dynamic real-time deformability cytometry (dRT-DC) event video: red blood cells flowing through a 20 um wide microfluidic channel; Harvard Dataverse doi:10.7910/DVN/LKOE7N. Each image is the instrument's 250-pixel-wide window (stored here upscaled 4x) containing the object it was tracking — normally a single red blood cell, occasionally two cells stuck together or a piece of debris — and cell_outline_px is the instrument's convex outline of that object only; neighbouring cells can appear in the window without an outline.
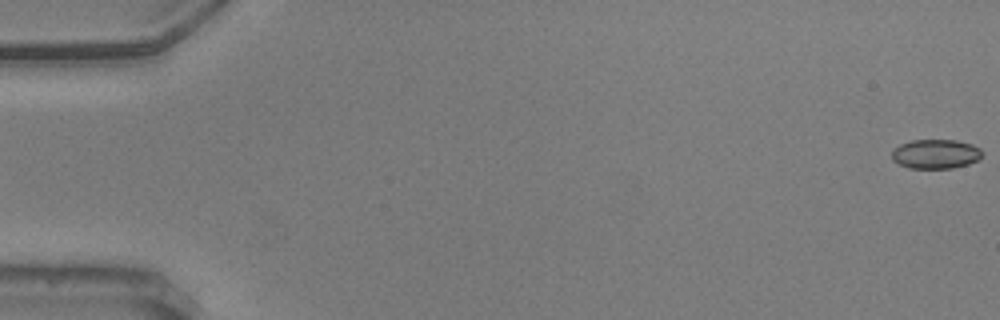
{"species": "common noctule bat (a hibernating species)", "species_latin": "Nyctalus noctula", "temperature_condition": "warm", "stored_images_in_passage": 57, "camera_frame_rate_fps": 3000, "um_per_image_px": 0.085, "animal": {"sex": "male", "body_mass_g": 20.5, "forearm_length_mm": 52.5}, "frame": {"image": 1, "passage_image": 1, "time_ms": 0.0, "image_size_px": [1000, 320], "cell_outline_px": [[984, 152], [976, 160], [968, 164], [952, 168], [908, 168], [892, 160], [892, 148], [900, 144], [912, 140], [956, 140], [972, 144], [980, 148]], "centroid_in_image_um": [79.51, 13.08], "position_along_channel_um": 5.5, "area_um2": 15.49}}
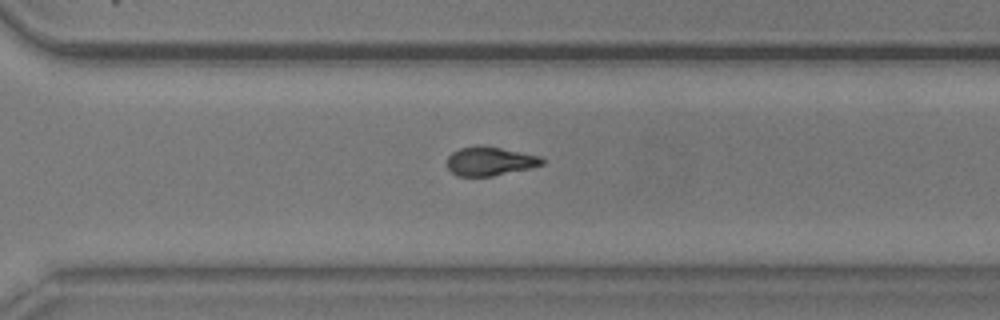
{"frame": {"image": 2, "passage_image": 41, "time_ms": 13.333, "image_size_px": [1000, 320], "cell_outline_px": [[544, 164], [532, 168], [492, 176], [456, 176], [448, 168], [448, 156], [452, 152], [460, 148], [480, 144], [484, 144], [540, 156], [544, 160]], "centroid_in_image_um": [41.65, 13.69], "position_along_channel_um": 328.9, "area_um2": 16.18}}
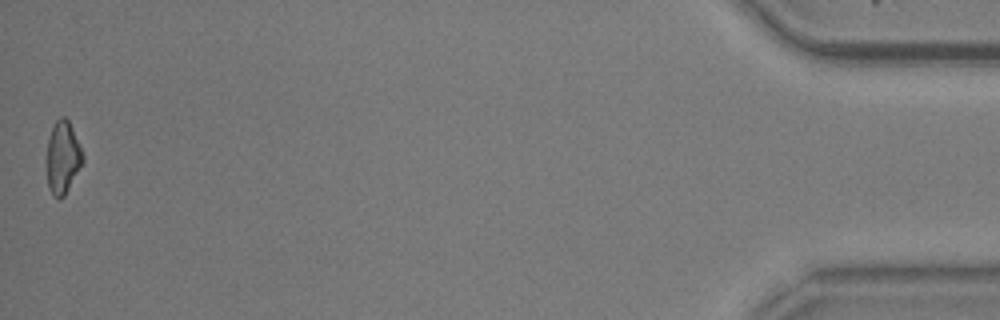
{"frame": {"image": 3, "passage_image": 57, "time_ms": 18.667, "image_size_px": [1000, 320], "cell_outline_px": [[84, 160], [64, 196], [60, 200], [52, 192], [48, 184], [48, 140], [52, 128], [56, 120], [60, 116], [64, 116], [68, 120], [72, 128], [84, 156]], "centroid_in_image_um": [5.35, 13.36], "position_along_channel_um": 429.8, "area_um2": 14.68}, "authors_computed_cell_mechanics": {"area_um2": 16.4152, "velocity_mm_per_s": 3.621, "shape_relaxation_time_tau1_ms": 4.0011, "shape_relaxation_time_tau2_ms": 2.5785, "deformation_change_tau1": 0.1663, "deformation_change_tau2": 0.0822}}